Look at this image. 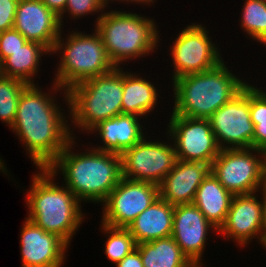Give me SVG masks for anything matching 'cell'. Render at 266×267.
<instances>
[{"label":"cell","instance_id":"obj_1","mask_svg":"<svg viewBox=\"0 0 266 267\" xmlns=\"http://www.w3.org/2000/svg\"><path fill=\"white\" fill-rule=\"evenodd\" d=\"M50 86L48 93L38 83L27 85L22 90L14 123L10 128L21 141L36 169L47 168L73 138L68 124V92L54 82ZM57 92L65 100L66 114L57 100Z\"/></svg>","mask_w":266,"mask_h":267},{"label":"cell","instance_id":"obj_2","mask_svg":"<svg viewBox=\"0 0 266 267\" xmlns=\"http://www.w3.org/2000/svg\"><path fill=\"white\" fill-rule=\"evenodd\" d=\"M76 145V138H72L47 169L56 178L58 174L62 175L63 185L81 203L101 205L122 178L120 154L94 149L90 145L84 146L86 149L82 152L74 149L79 148Z\"/></svg>","mask_w":266,"mask_h":267},{"label":"cell","instance_id":"obj_3","mask_svg":"<svg viewBox=\"0 0 266 267\" xmlns=\"http://www.w3.org/2000/svg\"><path fill=\"white\" fill-rule=\"evenodd\" d=\"M32 175L30 189L24 196L28 209L26 218L71 246L86 217L81 210L82 203L66 186H61L47 168L38 169Z\"/></svg>","mask_w":266,"mask_h":267},{"label":"cell","instance_id":"obj_4","mask_svg":"<svg viewBox=\"0 0 266 267\" xmlns=\"http://www.w3.org/2000/svg\"><path fill=\"white\" fill-rule=\"evenodd\" d=\"M220 62L212 69L181 76L172 81L173 110L176 116L209 119L248 84ZM228 66V67H227Z\"/></svg>","mask_w":266,"mask_h":267},{"label":"cell","instance_id":"obj_5","mask_svg":"<svg viewBox=\"0 0 266 267\" xmlns=\"http://www.w3.org/2000/svg\"><path fill=\"white\" fill-rule=\"evenodd\" d=\"M106 11L93 26L115 67L150 56L161 46L159 26L152 17L116 8Z\"/></svg>","mask_w":266,"mask_h":267},{"label":"cell","instance_id":"obj_6","mask_svg":"<svg viewBox=\"0 0 266 267\" xmlns=\"http://www.w3.org/2000/svg\"><path fill=\"white\" fill-rule=\"evenodd\" d=\"M122 68L115 67L106 74L86 79L67 91L73 138L78 140L79 137L74 128L90 135V131L100 122L122 114Z\"/></svg>","mask_w":266,"mask_h":267},{"label":"cell","instance_id":"obj_7","mask_svg":"<svg viewBox=\"0 0 266 267\" xmlns=\"http://www.w3.org/2000/svg\"><path fill=\"white\" fill-rule=\"evenodd\" d=\"M63 31L61 30L51 51V55L56 53L55 55L61 58L56 64L53 82L62 89L68 91L77 83L106 74L115 68L107 55L101 36L95 29L92 34L75 29L69 31L66 37H63Z\"/></svg>","mask_w":266,"mask_h":267},{"label":"cell","instance_id":"obj_8","mask_svg":"<svg viewBox=\"0 0 266 267\" xmlns=\"http://www.w3.org/2000/svg\"><path fill=\"white\" fill-rule=\"evenodd\" d=\"M266 152L255 148L221 149L211 164V172L233 195L264 190Z\"/></svg>","mask_w":266,"mask_h":267},{"label":"cell","instance_id":"obj_9","mask_svg":"<svg viewBox=\"0 0 266 267\" xmlns=\"http://www.w3.org/2000/svg\"><path fill=\"white\" fill-rule=\"evenodd\" d=\"M182 29L178 35L176 34L177 37L169 48L174 68L171 82L187 74L212 69L224 60L221 48L213 42L206 26L204 27L200 22H191Z\"/></svg>","mask_w":266,"mask_h":267},{"label":"cell","instance_id":"obj_10","mask_svg":"<svg viewBox=\"0 0 266 267\" xmlns=\"http://www.w3.org/2000/svg\"><path fill=\"white\" fill-rule=\"evenodd\" d=\"M166 136L167 142L159 138H153L152 141L148 134L136 145L123 151L120 154L122 177L159 185L177 161L172 140L168 134Z\"/></svg>","mask_w":266,"mask_h":267},{"label":"cell","instance_id":"obj_11","mask_svg":"<svg viewBox=\"0 0 266 267\" xmlns=\"http://www.w3.org/2000/svg\"><path fill=\"white\" fill-rule=\"evenodd\" d=\"M170 115L165 135L167 133L172 140L177 159L211 165L221 149L209 119Z\"/></svg>","mask_w":266,"mask_h":267},{"label":"cell","instance_id":"obj_12","mask_svg":"<svg viewBox=\"0 0 266 267\" xmlns=\"http://www.w3.org/2000/svg\"><path fill=\"white\" fill-rule=\"evenodd\" d=\"M158 197V185L122 177L101 204L100 222L110 227L127 228Z\"/></svg>","mask_w":266,"mask_h":267},{"label":"cell","instance_id":"obj_13","mask_svg":"<svg viewBox=\"0 0 266 267\" xmlns=\"http://www.w3.org/2000/svg\"><path fill=\"white\" fill-rule=\"evenodd\" d=\"M220 149L252 148L254 125L250 118V84L209 118Z\"/></svg>","mask_w":266,"mask_h":267},{"label":"cell","instance_id":"obj_14","mask_svg":"<svg viewBox=\"0 0 266 267\" xmlns=\"http://www.w3.org/2000/svg\"><path fill=\"white\" fill-rule=\"evenodd\" d=\"M248 195H234L226 219L216 235L244 247L254 239L260 243L266 193L262 190ZM259 197V198H258ZM259 199V200H258Z\"/></svg>","mask_w":266,"mask_h":267},{"label":"cell","instance_id":"obj_15","mask_svg":"<svg viewBox=\"0 0 266 267\" xmlns=\"http://www.w3.org/2000/svg\"><path fill=\"white\" fill-rule=\"evenodd\" d=\"M210 231L218 230L193 203L174 206L171 236L196 267L205 266L202 258Z\"/></svg>","mask_w":266,"mask_h":267},{"label":"cell","instance_id":"obj_16","mask_svg":"<svg viewBox=\"0 0 266 267\" xmlns=\"http://www.w3.org/2000/svg\"><path fill=\"white\" fill-rule=\"evenodd\" d=\"M24 220L19 240L22 267H63L70 246L58 235Z\"/></svg>","mask_w":266,"mask_h":267},{"label":"cell","instance_id":"obj_17","mask_svg":"<svg viewBox=\"0 0 266 267\" xmlns=\"http://www.w3.org/2000/svg\"><path fill=\"white\" fill-rule=\"evenodd\" d=\"M13 28L28 41L43 45L50 53L63 29L59 16L41 0H19Z\"/></svg>","mask_w":266,"mask_h":267},{"label":"cell","instance_id":"obj_18","mask_svg":"<svg viewBox=\"0 0 266 267\" xmlns=\"http://www.w3.org/2000/svg\"><path fill=\"white\" fill-rule=\"evenodd\" d=\"M211 172V165L204 162L178 160L174 168L158 185L159 197L171 205L191 204L201 182Z\"/></svg>","mask_w":266,"mask_h":267},{"label":"cell","instance_id":"obj_19","mask_svg":"<svg viewBox=\"0 0 266 267\" xmlns=\"http://www.w3.org/2000/svg\"><path fill=\"white\" fill-rule=\"evenodd\" d=\"M144 122L141 117L133 114H120L104 120L90 131L100 137L102 145L91 146L94 149L121 154L148 134Z\"/></svg>","mask_w":266,"mask_h":267},{"label":"cell","instance_id":"obj_20","mask_svg":"<svg viewBox=\"0 0 266 267\" xmlns=\"http://www.w3.org/2000/svg\"><path fill=\"white\" fill-rule=\"evenodd\" d=\"M174 205L158 197L126 228L137 244L172 235Z\"/></svg>","mask_w":266,"mask_h":267},{"label":"cell","instance_id":"obj_21","mask_svg":"<svg viewBox=\"0 0 266 267\" xmlns=\"http://www.w3.org/2000/svg\"><path fill=\"white\" fill-rule=\"evenodd\" d=\"M139 74L123 69L122 114H133L144 120V116H150L155 111L161 93L156 88L157 84Z\"/></svg>","mask_w":266,"mask_h":267},{"label":"cell","instance_id":"obj_22","mask_svg":"<svg viewBox=\"0 0 266 267\" xmlns=\"http://www.w3.org/2000/svg\"><path fill=\"white\" fill-rule=\"evenodd\" d=\"M234 195L210 172L199 185L193 204L217 229L223 225Z\"/></svg>","mask_w":266,"mask_h":267},{"label":"cell","instance_id":"obj_23","mask_svg":"<svg viewBox=\"0 0 266 267\" xmlns=\"http://www.w3.org/2000/svg\"><path fill=\"white\" fill-rule=\"evenodd\" d=\"M45 55L51 56V53L43 45L27 41L23 48L13 52V55L2 62L3 76L19 79L27 85H35V76L40 72V62Z\"/></svg>","mask_w":266,"mask_h":267},{"label":"cell","instance_id":"obj_24","mask_svg":"<svg viewBox=\"0 0 266 267\" xmlns=\"http://www.w3.org/2000/svg\"><path fill=\"white\" fill-rule=\"evenodd\" d=\"M143 267H196L172 236L137 244Z\"/></svg>","mask_w":266,"mask_h":267},{"label":"cell","instance_id":"obj_25","mask_svg":"<svg viewBox=\"0 0 266 267\" xmlns=\"http://www.w3.org/2000/svg\"><path fill=\"white\" fill-rule=\"evenodd\" d=\"M240 29L244 35L261 44L266 39V3L262 0H245L241 10Z\"/></svg>","mask_w":266,"mask_h":267},{"label":"cell","instance_id":"obj_26","mask_svg":"<svg viewBox=\"0 0 266 267\" xmlns=\"http://www.w3.org/2000/svg\"><path fill=\"white\" fill-rule=\"evenodd\" d=\"M102 233L107 236L105 246L103 247L106 258L109 259L114 265L121 261L125 256L136 249L137 243L134 237L126 228H115L107 226L103 223L100 224Z\"/></svg>","mask_w":266,"mask_h":267},{"label":"cell","instance_id":"obj_27","mask_svg":"<svg viewBox=\"0 0 266 267\" xmlns=\"http://www.w3.org/2000/svg\"><path fill=\"white\" fill-rule=\"evenodd\" d=\"M250 83V118L254 125L252 148L266 152V88Z\"/></svg>","mask_w":266,"mask_h":267},{"label":"cell","instance_id":"obj_28","mask_svg":"<svg viewBox=\"0 0 266 267\" xmlns=\"http://www.w3.org/2000/svg\"><path fill=\"white\" fill-rule=\"evenodd\" d=\"M27 86L23 81L7 76L0 77V121L9 129L12 127L22 90Z\"/></svg>","mask_w":266,"mask_h":267},{"label":"cell","instance_id":"obj_29","mask_svg":"<svg viewBox=\"0 0 266 267\" xmlns=\"http://www.w3.org/2000/svg\"><path fill=\"white\" fill-rule=\"evenodd\" d=\"M108 8L107 0H67L64 13L59 17L61 26L64 27L63 19L66 14L70 20L81 19V17L84 18L83 16H88L89 14L90 16L92 14L99 15L96 17L95 22H97L104 10Z\"/></svg>","mask_w":266,"mask_h":267},{"label":"cell","instance_id":"obj_30","mask_svg":"<svg viewBox=\"0 0 266 267\" xmlns=\"http://www.w3.org/2000/svg\"><path fill=\"white\" fill-rule=\"evenodd\" d=\"M28 40L14 28L0 33V60L3 62L13 52L23 48Z\"/></svg>","mask_w":266,"mask_h":267},{"label":"cell","instance_id":"obj_31","mask_svg":"<svg viewBox=\"0 0 266 267\" xmlns=\"http://www.w3.org/2000/svg\"><path fill=\"white\" fill-rule=\"evenodd\" d=\"M19 0H0V33L12 29Z\"/></svg>","mask_w":266,"mask_h":267},{"label":"cell","instance_id":"obj_32","mask_svg":"<svg viewBox=\"0 0 266 267\" xmlns=\"http://www.w3.org/2000/svg\"><path fill=\"white\" fill-rule=\"evenodd\" d=\"M115 267H143V262L139 250L137 248L134 249L121 261L115 264Z\"/></svg>","mask_w":266,"mask_h":267},{"label":"cell","instance_id":"obj_33","mask_svg":"<svg viewBox=\"0 0 266 267\" xmlns=\"http://www.w3.org/2000/svg\"><path fill=\"white\" fill-rule=\"evenodd\" d=\"M51 11L57 16H61L64 13L67 5V0H41Z\"/></svg>","mask_w":266,"mask_h":267},{"label":"cell","instance_id":"obj_34","mask_svg":"<svg viewBox=\"0 0 266 267\" xmlns=\"http://www.w3.org/2000/svg\"><path fill=\"white\" fill-rule=\"evenodd\" d=\"M108 1V6L110 5V4H112V3H115L116 2V0H107ZM115 1V2H114ZM119 1V3H122L123 2V4L125 3V5L126 4H137V5H140L141 3V5H145V6H143V7H146V5L147 6H153V3H154V5H155V1L157 2V0H117V2ZM152 3V4H151Z\"/></svg>","mask_w":266,"mask_h":267},{"label":"cell","instance_id":"obj_35","mask_svg":"<svg viewBox=\"0 0 266 267\" xmlns=\"http://www.w3.org/2000/svg\"><path fill=\"white\" fill-rule=\"evenodd\" d=\"M260 245H262L264 250L266 249V203H265L264 215H263V220H262Z\"/></svg>","mask_w":266,"mask_h":267},{"label":"cell","instance_id":"obj_36","mask_svg":"<svg viewBox=\"0 0 266 267\" xmlns=\"http://www.w3.org/2000/svg\"><path fill=\"white\" fill-rule=\"evenodd\" d=\"M2 159L3 158H1V155H0V172H2V174H5L6 176L10 177L11 174L8 173L9 170L7 169V165L5 164L4 160H2Z\"/></svg>","mask_w":266,"mask_h":267},{"label":"cell","instance_id":"obj_37","mask_svg":"<svg viewBox=\"0 0 266 267\" xmlns=\"http://www.w3.org/2000/svg\"><path fill=\"white\" fill-rule=\"evenodd\" d=\"M3 76V72H2V62L0 60V77Z\"/></svg>","mask_w":266,"mask_h":267},{"label":"cell","instance_id":"obj_38","mask_svg":"<svg viewBox=\"0 0 266 267\" xmlns=\"http://www.w3.org/2000/svg\"><path fill=\"white\" fill-rule=\"evenodd\" d=\"M264 191L266 193V170H265V185H264Z\"/></svg>","mask_w":266,"mask_h":267},{"label":"cell","instance_id":"obj_39","mask_svg":"<svg viewBox=\"0 0 266 267\" xmlns=\"http://www.w3.org/2000/svg\"><path fill=\"white\" fill-rule=\"evenodd\" d=\"M261 44L266 47V39Z\"/></svg>","mask_w":266,"mask_h":267}]
</instances>
